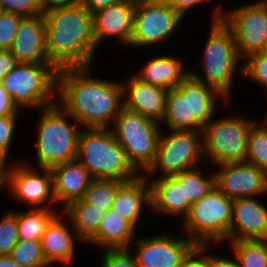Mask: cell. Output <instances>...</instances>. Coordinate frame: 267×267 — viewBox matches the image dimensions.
Here are the masks:
<instances>
[{
  "label": "cell",
  "mask_w": 267,
  "mask_h": 267,
  "mask_svg": "<svg viewBox=\"0 0 267 267\" xmlns=\"http://www.w3.org/2000/svg\"><path fill=\"white\" fill-rule=\"evenodd\" d=\"M92 70L60 69L56 102L83 128H110L123 108L121 82L95 76Z\"/></svg>",
  "instance_id": "1"
},
{
  "label": "cell",
  "mask_w": 267,
  "mask_h": 267,
  "mask_svg": "<svg viewBox=\"0 0 267 267\" xmlns=\"http://www.w3.org/2000/svg\"><path fill=\"white\" fill-rule=\"evenodd\" d=\"M44 17L45 49L50 62L58 70L94 67L98 45L93 14L78 3L48 11Z\"/></svg>",
  "instance_id": "2"
},
{
  "label": "cell",
  "mask_w": 267,
  "mask_h": 267,
  "mask_svg": "<svg viewBox=\"0 0 267 267\" xmlns=\"http://www.w3.org/2000/svg\"><path fill=\"white\" fill-rule=\"evenodd\" d=\"M37 112L40 115L35 127L37 140L33 154L36 162L27 156L22 160L28 165L49 169L76 160L78 137L83 127L57 102Z\"/></svg>",
  "instance_id": "3"
},
{
  "label": "cell",
  "mask_w": 267,
  "mask_h": 267,
  "mask_svg": "<svg viewBox=\"0 0 267 267\" xmlns=\"http://www.w3.org/2000/svg\"><path fill=\"white\" fill-rule=\"evenodd\" d=\"M199 66L189 69V75L199 82L215 88L228 101L233 96L234 80L237 71L242 75L241 57L232 30L222 21L210 22ZM241 63V64H240ZM201 64V65H200ZM238 68V69H237ZM240 68V69H239Z\"/></svg>",
  "instance_id": "4"
},
{
  "label": "cell",
  "mask_w": 267,
  "mask_h": 267,
  "mask_svg": "<svg viewBox=\"0 0 267 267\" xmlns=\"http://www.w3.org/2000/svg\"><path fill=\"white\" fill-rule=\"evenodd\" d=\"M76 160L89 171L93 179L128 181L140 175L111 128H82Z\"/></svg>",
  "instance_id": "5"
},
{
  "label": "cell",
  "mask_w": 267,
  "mask_h": 267,
  "mask_svg": "<svg viewBox=\"0 0 267 267\" xmlns=\"http://www.w3.org/2000/svg\"><path fill=\"white\" fill-rule=\"evenodd\" d=\"M233 199L216 186L203 198L191 205L181 223V233L198 246H217L229 242Z\"/></svg>",
  "instance_id": "6"
},
{
  "label": "cell",
  "mask_w": 267,
  "mask_h": 267,
  "mask_svg": "<svg viewBox=\"0 0 267 267\" xmlns=\"http://www.w3.org/2000/svg\"><path fill=\"white\" fill-rule=\"evenodd\" d=\"M227 114L215 116L202 129L204 159L212 166L246 162L249 131L259 119L242 113Z\"/></svg>",
  "instance_id": "7"
},
{
  "label": "cell",
  "mask_w": 267,
  "mask_h": 267,
  "mask_svg": "<svg viewBox=\"0 0 267 267\" xmlns=\"http://www.w3.org/2000/svg\"><path fill=\"white\" fill-rule=\"evenodd\" d=\"M58 71L52 63H18L1 85L20 111H38L56 103Z\"/></svg>",
  "instance_id": "8"
},
{
  "label": "cell",
  "mask_w": 267,
  "mask_h": 267,
  "mask_svg": "<svg viewBox=\"0 0 267 267\" xmlns=\"http://www.w3.org/2000/svg\"><path fill=\"white\" fill-rule=\"evenodd\" d=\"M221 3L214 5L207 22L222 20L232 30L242 60L248 55L264 52L267 45V2L258 0L230 9H225Z\"/></svg>",
  "instance_id": "9"
},
{
  "label": "cell",
  "mask_w": 267,
  "mask_h": 267,
  "mask_svg": "<svg viewBox=\"0 0 267 267\" xmlns=\"http://www.w3.org/2000/svg\"><path fill=\"white\" fill-rule=\"evenodd\" d=\"M161 131L154 162L146 178L173 176L205 164L202 131Z\"/></svg>",
  "instance_id": "10"
},
{
  "label": "cell",
  "mask_w": 267,
  "mask_h": 267,
  "mask_svg": "<svg viewBox=\"0 0 267 267\" xmlns=\"http://www.w3.org/2000/svg\"><path fill=\"white\" fill-rule=\"evenodd\" d=\"M126 151L128 160L144 174L155 159L162 127L141 114L122 108L110 127Z\"/></svg>",
  "instance_id": "11"
},
{
  "label": "cell",
  "mask_w": 267,
  "mask_h": 267,
  "mask_svg": "<svg viewBox=\"0 0 267 267\" xmlns=\"http://www.w3.org/2000/svg\"><path fill=\"white\" fill-rule=\"evenodd\" d=\"M183 20L167 1L136 0L131 50L166 45Z\"/></svg>",
  "instance_id": "12"
},
{
  "label": "cell",
  "mask_w": 267,
  "mask_h": 267,
  "mask_svg": "<svg viewBox=\"0 0 267 267\" xmlns=\"http://www.w3.org/2000/svg\"><path fill=\"white\" fill-rule=\"evenodd\" d=\"M12 159H9L6 171L7 195L19 203H26L29 209L62 210L56 205L51 169L28 165L20 157Z\"/></svg>",
  "instance_id": "13"
},
{
  "label": "cell",
  "mask_w": 267,
  "mask_h": 267,
  "mask_svg": "<svg viewBox=\"0 0 267 267\" xmlns=\"http://www.w3.org/2000/svg\"><path fill=\"white\" fill-rule=\"evenodd\" d=\"M159 234L152 237L137 235L130 245L138 267H184L199 249L185 235H172L163 229Z\"/></svg>",
  "instance_id": "14"
},
{
  "label": "cell",
  "mask_w": 267,
  "mask_h": 267,
  "mask_svg": "<svg viewBox=\"0 0 267 267\" xmlns=\"http://www.w3.org/2000/svg\"><path fill=\"white\" fill-rule=\"evenodd\" d=\"M216 187L228 198L262 197L267 194V173L247 162L215 165Z\"/></svg>",
  "instance_id": "15"
},
{
  "label": "cell",
  "mask_w": 267,
  "mask_h": 267,
  "mask_svg": "<svg viewBox=\"0 0 267 267\" xmlns=\"http://www.w3.org/2000/svg\"><path fill=\"white\" fill-rule=\"evenodd\" d=\"M136 0H120L93 13L94 34L98 49L113 38L117 46L130 49ZM102 42V43H101Z\"/></svg>",
  "instance_id": "16"
},
{
  "label": "cell",
  "mask_w": 267,
  "mask_h": 267,
  "mask_svg": "<svg viewBox=\"0 0 267 267\" xmlns=\"http://www.w3.org/2000/svg\"><path fill=\"white\" fill-rule=\"evenodd\" d=\"M120 82L123 108L161 124L168 90L143 82L133 72H129L127 78Z\"/></svg>",
  "instance_id": "17"
},
{
  "label": "cell",
  "mask_w": 267,
  "mask_h": 267,
  "mask_svg": "<svg viewBox=\"0 0 267 267\" xmlns=\"http://www.w3.org/2000/svg\"><path fill=\"white\" fill-rule=\"evenodd\" d=\"M40 242L44 258L51 267L57 263L70 267L78 256L76 245H85L62 212L48 225Z\"/></svg>",
  "instance_id": "18"
},
{
  "label": "cell",
  "mask_w": 267,
  "mask_h": 267,
  "mask_svg": "<svg viewBox=\"0 0 267 267\" xmlns=\"http://www.w3.org/2000/svg\"><path fill=\"white\" fill-rule=\"evenodd\" d=\"M267 240V206L260 197L233 199L229 242Z\"/></svg>",
  "instance_id": "19"
},
{
  "label": "cell",
  "mask_w": 267,
  "mask_h": 267,
  "mask_svg": "<svg viewBox=\"0 0 267 267\" xmlns=\"http://www.w3.org/2000/svg\"><path fill=\"white\" fill-rule=\"evenodd\" d=\"M45 17H24L10 49L18 63H51L45 49Z\"/></svg>",
  "instance_id": "20"
},
{
  "label": "cell",
  "mask_w": 267,
  "mask_h": 267,
  "mask_svg": "<svg viewBox=\"0 0 267 267\" xmlns=\"http://www.w3.org/2000/svg\"><path fill=\"white\" fill-rule=\"evenodd\" d=\"M146 179L150 184V214L174 217L182 222L191 208L183 186L173 176Z\"/></svg>",
  "instance_id": "21"
},
{
  "label": "cell",
  "mask_w": 267,
  "mask_h": 267,
  "mask_svg": "<svg viewBox=\"0 0 267 267\" xmlns=\"http://www.w3.org/2000/svg\"><path fill=\"white\" fill-rule=\"evenodd\" d=\"M150 206V184L146 177L140 174L119 186L111 209L138 229L139 225H142L139 222H142L141 217H144V209L148 208L150 212Z\"/></svg>",
  "instance_id": "22"
},
{
  "label": "cell",
  "mask_w": 267,
  "mask_h": 267,
  "mask_svg": "<svg viewBox=\"0 0 267 267\" xmlns=\"http://www.w3.org/2000/svg\"><path fill=\"white\" fill-rule=\"evenodd\" d=\"M143 66L133 73L143 82L166 88L176 89L177 86L189 75V69L185 66L186 60L177 55L167 53L151 56ZM184 60V61H183Z\"/></svg>",
  "instance_id": "23"
},
{
  "label": "cell",
  "mask_w": 267,
  "mask_h": 267,
  "mask_svg": "<svg viewBox=\"0 0 267 267\" xmlns=\"http://www.w3.org/2000/svg\"><path fill=\"white\" fill-rule=\"evenodd\" d=\"M54 195L62 209L73 201L82 199L93 180L89 171L77 160L62 163L51 168Z\"/></svg>",
  "instance_id": "24"
},
{
  "label": "cell",
  "mask_w": 267,
  "mask_h": 267,
  "mask_svg": "<svg viewBox=\"0 0 267 267\" xmlns=\"http://www.w3.org/2000/svg\"><path fill=\"white\" fill-rule=\"evenodd\" d=\"M137 229L114 210L108 209L98 231L85 243L99 251L104 249H129L137 237Z\"/></svg>",
  "instance_id": "25"
},
{
  "label": "cell",
  "mask_w": 267,
  "mask_h": 267,
  "mask_svg": "<svg viewBox=\"0 0 267 267\" xmlns=\"http://www.w3.org/2000/svg\"><path fill=\"white\" fill-rule=\"evenodd\" d=\"M219 103L229 107L230 101L215 88L188 75L189 119H197L204 126L219 113L216 112Z\"/></svg>",
  "instance_id": "26"
},
{
  "label": "cell",
  "mask_w": 267,
  "mask_h": 267,
  "mask_svg": "<svg viewBox=\"0 0 267 267\" xmlns=\"http://www.w3.org/2000/svg\"><path fill=\"white\" fill-rule=\"evenodd\" d=\"M162 129L202 131L203 125L197 119H189L188 76L176 89L168 90Z\"/></svg>",
  "instance_id": "27"
},
{
  "label": "cell",
  "mask_w": 267,
  "mask_h": 267,
  "mask_svg": "<svg viewBox=\"0 0 267 267\" xmlns=\"http://www.w3.org/2000/svg\"><path fill=\"white\" fill-rule=\"evenodd\" d=\"M107 210L93 207L82 199L68 204L62 213L69 219L77 235L86 243L97 231Z\"/></svg>",
  "instance_id": "28"
},
{
  "label": "cell",
  "mask_w": 267,
  "mask_h": 267,
  "mask_svg": "<svg viewBox=\"0 0 267 267\" xmlns=\"http://www.w3.org/2000/svg\"><path fill=\"white\" fill-rule=\"evenodd\" d=\"M27 210V211H26ZM16 209L18 238L20 241H41L48 225L62 210Z\"/></svg>",
  "instance_id": "29"
},
{
  "label": "cell",
  "mask_w": 267,
  "mask_h": 267,
  "mask_svg": "<svg viewBox=\"0 0 267 267\" xmlns=\"http://www.w3.org/2000/svg\"><path fill=\"white\" fill-rule=\"evenodd\" d=\"M203 166H198L181 173L173 175V177L184 188L185 199H188L192 205L206 196L216 186V176L213 171H204ZM205 172L207 174L205 175Z\"/></svg>",
  "instance_id": "30"
},
{
  "label": "cell",
  "mask_w": 267,
  "mask_h": 267,
  "mask_svg": "<svg viewBox=\"0 0 267 267\" xmlns=\"http://www.w3.org/2000/svg\"><path fill=\"white\" fill-rule=\"evenodd\" d=\"M227 244L229 254L239 267H267V240H239Z\"/></svg>",
  "instance_id": "31"
},
{
  "label": "cell",
  "mask_w": 267,
  "mask_h": 267,
  "mask_svg": "<svg viewBox=\"0 0 267 267\" xmlns=\"http://www.w3.org/2000/svg\"><path fill=\"white\" fill-rule=\"evenodd\" d=\"M246 162L267 173V121L265 118L257 120L249 131Z\"/></svg>",
  "instance_id": "32"
},
{
  "label": "cell",
  "mask_w": 267,
  "mask_h": 267,
  "mask_svg": "<svg viewBox=\"0 0 267 267\" xmlns=\"http://www.w3.org/2000/svg\"><path fill=\"white\" fill-rule=\"evenodd\" d=\"M123 182L117 179H93L82 200L93 207L111 209L117 190Z\"/></svg>",
  "instance_id": "33"
},
{
  "label": "cell",
  "mask_w": 267,
  "mask_h": 267,
  "mask_svg": "<svg viewBox=\"0 0 267 267\" xmlns=\"http://www.w3.org/2000/svg\"><path fill=\"white\" fill-rule=\"evenodd\" d=\"M9 257L24 267H51L44 258L40 241H18Z\"/></svg>",
  "instance_id": "34"
},
{
  "label": "cell",
  "mask_w": 267,
  "mask_h": 267,
  "mask_svg": "<svg viewBox=\"0 0 267 267\" xmlns=\"http://www.w3.org/2000/svg\"><path fill=\"white\" fill-rule=\"evenodd\" d=\"M242 61V76L252 83L264 88L267 98V54L264 52L254 53L245 57Z\"/></svg>",
  "instance_id": "35"
},
{
  "label": "cell",
  "mask_w": 267,
  "mask_h": 267,
  "mask_svg": "<svg viewBox=\"0 0 267 267\" xmlns=\"http://www.w3.org/2000/svg\"><path fill=\"white\" fill-rule=\"evenodd\" d=\"M0 218V256H9L18 243L16 209L7 210Z\"/></svg>",
  "instance_id": "36"
},
{
  "label": "cell",
  "mask_w": 267,
  "mask_h": 267,
  "mask_svg": "<svg viewBox=\"0 0 267 267\" xmlns=\"http://www.w3.org/2000/svg\"><path fill=\"white\" fill-rule=\"evenodd\" d=\"M22 116L20 115H13V116H6L0 117V155H2L8 162L10 158V150L14 149L12 147L13 140L17 138L16 134L18 131L17 126L19 125V119Z\"/></svg>",
  "instance_id": "37"
},
{
  "label": "cell",
  "mask_w": 267,
  "mask_h": 267,
  "mask_svg": "<svg viewBox=\"0 0 267 267\" xmlns=\"http://www.w3.org/2000/svg\"><path fill=\"white\" fill-rule=\"evenodd\" d=\"M23 18L19 14L0 11V49H11L18 26Z\"/></svg>",
  "instance_id": "38"
},
{
  "label": "cell",
  "mask_w": 267,
  "mask_h": 267,
  "mask_svg": "<svg viewBox=\"0 0 267 267\" xmlns=\"http://www.w3.org/2000/svg\"><path fill=\"white\" fill-rule=\"evenodd\" d=\"M103 251L100 267H138L130 249H104Z\"/></svg>",
  "instance_id": "39"
},
{
  "label": "cell",
  "mask_w": 267,
  "mask_h": 267,
  "mask_svg": "<svg viewBox=\"0 0 267 267\" xmlns=\"http://www.w3.org/2000/svg\"><path fill=\"white\" fill-rule=\"evenodd\" d=\"M0 10L23 17L42 15L38 0H0Z\"/></svg>",
  "instance_id": "40"
},
{
  "label": "cell",
  "mask_w": 267,
  "mask_h": 267,
  "mask_svg": "<svg viewBox=\"0 0 267 267\" xmlns=\"http://www.w3.org/2000/svg\"><path fill=\"white\" fill-rule=\"evenodd\" d=\"M209 1L211 0H168L167 2L185 19L190 12H193L192 10L195 13V8H204V3L207 4Z\"/></svg>",
  "instance_id": "41"
},
{
  "label": "cell",
  "mask_w": 267,
  "mask_h": 267,
  "mask_svg": "<svg viewBox=\"0 0 267 267\" xmlns=\"http://www.w3.org/2000/svg\"><path fill=\"white\" fill-rule=\"evenodd\" d=\"M20 113L23 114L0 83V117L21 115Z\"/></svg>",
  "instance_id": "42"
},
{
  "label": "cell",
  "mask_w": 267,
  "mask_h": 267,
  "mask_svg": "<svg viewBox=\"0 0 267 267\" xmlns=\"http://www.w3.org/2000/svg\"><path fill=\"white\" fill-rule=\"evenodd\" d=\"M17 65L18 61L10 50L0 49V83L2 79Z\"/></svg>",
  "instance_id": "43"
},
{
  "label": "cell",
  "mask_w": 267,
  "mask_h": 267,
  "mask_svg": "<svg viewBox=\"0 0 267 267\" xmlns=\"http://www.w3.org/2000/svg\"><path fill=\"white\" fill-rule=\"evenodd\" d=\"M214 247L217 248L216 246H209V267H239L238 262L231 255H227L229 258L221 253L220 256L214 252L212 253Z\"/></svg>",
  "instance_id": "44"
},
{
  "label": "cell",
  "mask_w": 267,
  "mask_h": 267,
  "mask_svg": "<svg viewBox=\"0 0 267 267\" xmlns=\"http://www.w3.org/2000/svg\"><path fill=\"white\" fill-rule=\"evenodd\" d=\"M184 267H209V246H199L198 251Z\"/></svg>",
  "instance_id": "45"
},
{
  "label": "cell",
  "mask_w": 267,
  "mask_h": 267,
  "mask_svg": "<svg viewBox=\"0 0 267 267\" xmlns=\"http://www.w3.org/2000/svg\"><path fill=\"white\" fill-rule=\"evenodd\" d=\"M80 0H38L42 14L48 11L73 6L78 4Z\"/></svg>",
  "instance_id": "46"
},
{
  "label": "cell",
  "mask_w": 267,
  "mask_h": 267,
  "mask_svg": "<svg viewBox=\"0 0 267 267\" xmlns=\"http://www.w3.org/2000/svg\"><path fill=\"white\" fill-rule=\"evenodd\" d=\"M118 1L120 0H80L79 3L93 14L94 12L115 4Z\"/></svg>",
  "instance_id": "47"
},
{
  "label": "cell",
  "mask_w": 267,
  "mask_h": 267,
  "mask_svg": "<svg viewBox=\"0 0 267 267\" xmlns=\"http://www.w3.org/2000/svg\"><path fill=\"white\" fill-rule=\"evenodd\" d=\"M0 267H24L19 265L14 260H12L9 256H0Z\"/></svg>",
  "instance_id": "48"
},
{
  "label": "cell",
  "mask_w": 267,
  "mask_h": 267,
  "mask_svg": "<svg viewBox=\"0 0 267 267\" xmlns=\"http://www.w3.org/2000/svg\"><path fill=\"white\" fill-rule=\"evenodd\" d=\"M8 164L9 162L0 155V175H6Z\"/></svg>",
  "instance_id": "49"
},
{
  "label": "cell",
  "mask_w": 267,
  "mask_h": 267,
  "mask_svg": "<svg viewBox=\"0 0 267 267\" xmlns=\"http://www.w3.org/2000/svg\"><path fill=\"white\" fill-rule=\"evenodd\" d=\"M6 190V175H0V193ZM1 195V194H0Z\"/></svg>",
  "instance_id": "50"
},
{
  "label": "cell",
  "mask_w": 267,
  "mask_h": 267,
  "mask_svg": "<svg viewBox=\"0 0 267 267\" xmlns=\"http://www.w3.org/2000/svg\"><path fill=\"white\" fill-rule=\"evenodd\" d=\"M266 102H267V100H266ZM266 106H267V103H266ZM264 118L266 119V121H267V110H266V112H265V114H264Z\"/></svg>",
  "instance_id": "51"
},
{
  "label": "cell",
  "mask_w": 267,
  "mask_h": 267,
  "mask_svg": "<svg viewBox=\"0 0 267 267\" xmlns=\"http://www.w3.org/2000/svg\"><path fill=\"white\" fill-rule=\"evenodd\" d=\"M151 1H168V0H151Z\"/></svg>",
  "instance_id": "52"
},
{
  "label": "cell",
  "mask_w": 267,
  "mask_h": 267,
  "mask_svg": "<svg viewBox=\"0 0 267 267\" xmlns=\"http://www.w3.org/2000/svg\"><path fill=\"white\" fill-rule=\"evenodd\" d=\"M264 53H266V54H267V45H266V48H265V50H264Z\"/></svg>",
  "instance_id": "53"
}]
</instances>
